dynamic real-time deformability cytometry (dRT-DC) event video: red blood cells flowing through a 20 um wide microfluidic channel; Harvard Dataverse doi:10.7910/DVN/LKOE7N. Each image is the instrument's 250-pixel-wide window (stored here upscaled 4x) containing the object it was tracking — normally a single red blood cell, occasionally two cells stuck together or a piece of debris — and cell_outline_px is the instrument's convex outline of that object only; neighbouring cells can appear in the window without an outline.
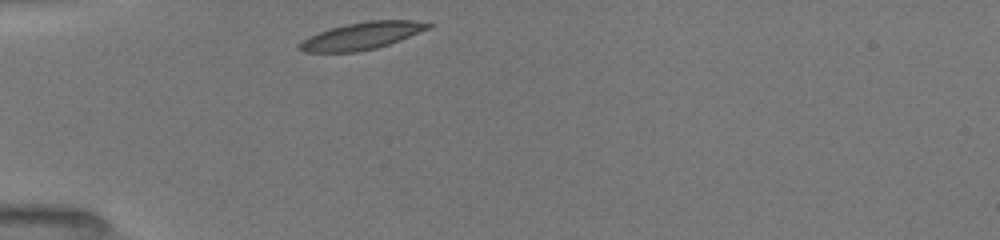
{"species": "common noctule bat (a hibernating species)", "species_latin": "Nyctalus noctula", "temperature_condition": "room temperature", "stored_images_in_passage": 15, "camera_frame_rate_fps": 3000, "um_per_image_px": 0.085, "animal": {"sex": "female", "body_mass_g": 19.5, "forearm_length_mm": 54.1}, "frame": {"image": 1, "passage_image": 1, "time_ms": 0.0, "image_size_px": [1000, 240], "cell_outline_px": [[432, 28], [400, 40], [376, 48], [356, 52], [300, 52], [296, 48], [296, 44], [308, 36], [332, 28], [348, 24], [368, 20], [412, 20], [432, 24]], "centroid_in_image_um": [30.72, 3.06], "position_along_channel_um": 54.3, "area_um2": 20.46}}
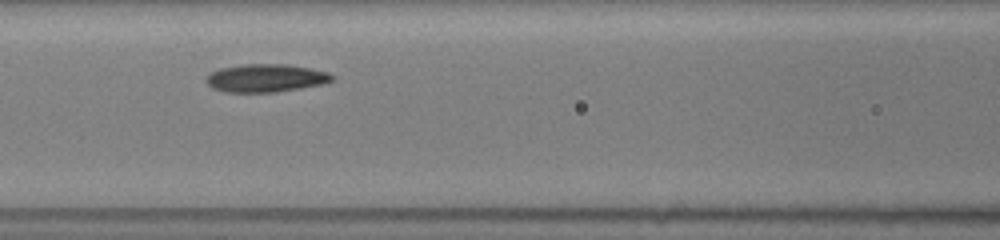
{"frame": {"image": 2, "passage_image": 9, "time_ms": 2.667, "image_size_px": [1000, 240], "cell_outline_px": [[332, 80], [320, 84], [300, 88], [276, 92], [224, 92], [212, 88], [204, 80], [212, 72], [220, 68], [244, 64], [288, 64], [328, 72], [332, 76]], "centroid_in_image_um": [22.54, 6.63], "position_along_channel_um": 144.1, "area_um2": 20.35}}
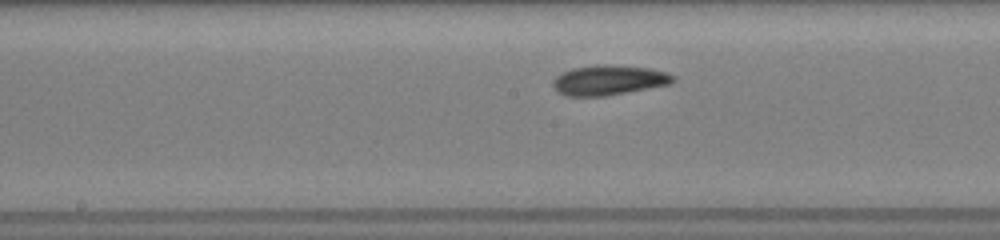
{"frame": {"image": 3, "passage_image": 13, "time_ms": 4.0, "image_size_px": [1000, 240], "cell_outline_px": [[676, 80], [672, 84], [628, 92], [604, 96], [564, 96], [556, 92], [552, 84], [552, 80], [556, 76], [572, 68], [596, 64], [616, 64], [648, 68], [664, 72], [676, 76]], "centroid_in_image_um": [51.74, 6.81], "position_along_channel_um": 196.5, "area_um2": 21.33}}